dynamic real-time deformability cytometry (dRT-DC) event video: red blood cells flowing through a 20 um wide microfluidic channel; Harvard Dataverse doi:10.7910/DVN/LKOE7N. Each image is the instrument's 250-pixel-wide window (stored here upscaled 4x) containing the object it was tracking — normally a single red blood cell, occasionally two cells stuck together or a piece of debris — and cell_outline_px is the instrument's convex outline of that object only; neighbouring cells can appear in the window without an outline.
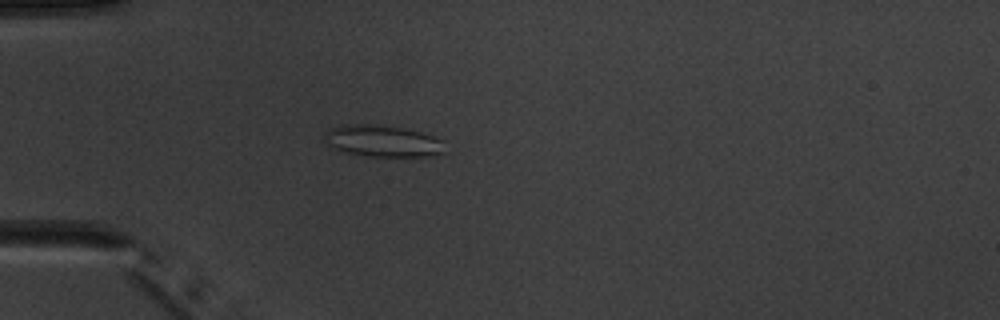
{"species": "common noctule bat (a hibernating species)", "species_latin": "Nyctalus noctula", "temperature_condition": "warm", "stored_images_in_passage": 5, "camera_frame_rate_fps": 3000, "um_per_image_px": 0.085, "animal": {"sex": "male", "body_mass_g": 20.1, "forearm_length_mm": 53.5}, "frame": {"image": 1, "passage_image": 4, "time_ms": 4.667, "image_size_px": [1000, 320], "cell_outline_px": [[444, 152], [432, 156], [364, 156], [328, 148], [324, 136], [324, 132], [328, 128], [340, 124], [376, 124], [400, 128], [420, 132], [444, 140]], "centroid_in_image_um": [32.45, 11.98], "position_along_channel_um": 52.5, "area_um2": 22.48}}